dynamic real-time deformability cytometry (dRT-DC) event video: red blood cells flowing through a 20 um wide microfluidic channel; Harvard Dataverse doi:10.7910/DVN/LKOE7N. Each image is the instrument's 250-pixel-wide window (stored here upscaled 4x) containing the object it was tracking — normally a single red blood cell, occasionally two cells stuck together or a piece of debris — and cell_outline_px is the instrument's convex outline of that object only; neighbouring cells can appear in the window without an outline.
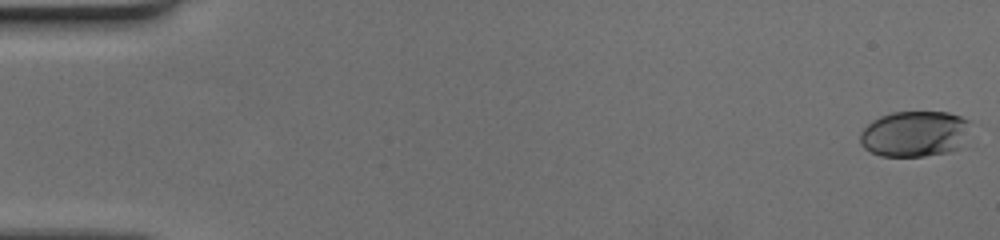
{"species": "human", "species_latin": "Homo sapiens", "temperature_condition": "cold", "stored_images_in_passage": 52, "camera_frame_rate_fps": 3000, "um_per_image_px": 0.085, "donor": {"sex": "female"}, "frame": {"image": 1, "passage_image": 1, "time_ms": 0.0, "image_size_px": [1000, 240], "cell_outline_px": [[968, 120], [960, 148], [952, 152], [924, 156], [880, 156], [864, 148], [860, 144], [860, 132], [872, 120], [880, 116], [892, 112], [948, 112], [960, 116]], "centroid_in_image_um": [77.68, 11.38], "position_along_channel_um": 7.3, "area_um2": 29.3}}
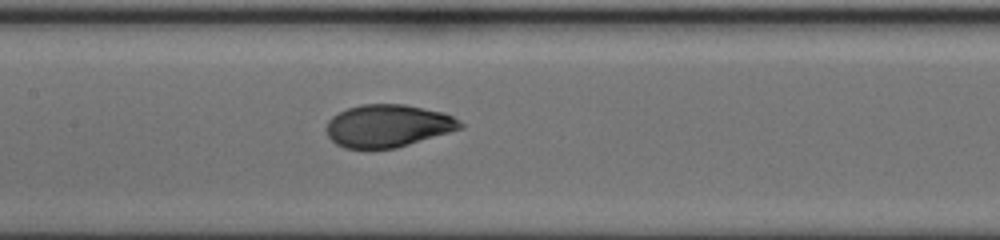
{"frame": {"image": 2, "passage_image": 26, "time_ms": 8.333, "image_size_px": [1000, 240], "cell_outline_px": [[464, 128], [396, 148], [344, 148], [336, 144], [328, 136], [328, 120], [332, 116], [348, 108], [360, 104], [404, 104], [440, 112], [452, 116], [460, 120], [464, 124]], "centroid_in_image_um": [32.99, 10.69], "position_along_channel_um": 174.4, "area_um2": 33.0}}
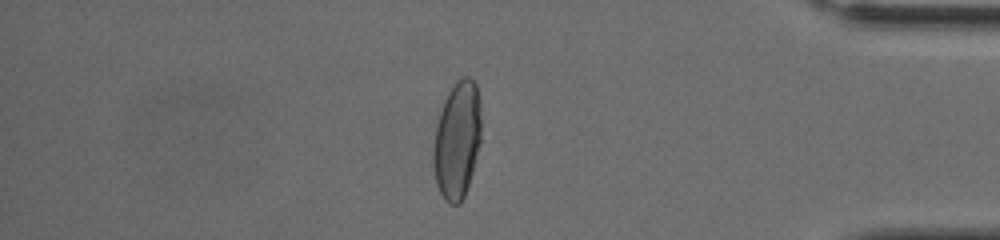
{"frame": {"image": 3, "passage_image": 45, "time_ms": 14.667, "image_size_px": [1000, 240], "cell_outline_px": [[480, 144], [472, 172], [464, 196], [460, 204], [448, 204], [444, 200], [436, 184], [432, 164], [432, 152], [436, 124], [444, 100], [452, 84], [460, 76], [468, 76], [476, 84], [480, 104]], "centroid_in_image_um": [38.83, 11.9], "position_along_channel_um": 396.4, "area_um2": 33.06}}